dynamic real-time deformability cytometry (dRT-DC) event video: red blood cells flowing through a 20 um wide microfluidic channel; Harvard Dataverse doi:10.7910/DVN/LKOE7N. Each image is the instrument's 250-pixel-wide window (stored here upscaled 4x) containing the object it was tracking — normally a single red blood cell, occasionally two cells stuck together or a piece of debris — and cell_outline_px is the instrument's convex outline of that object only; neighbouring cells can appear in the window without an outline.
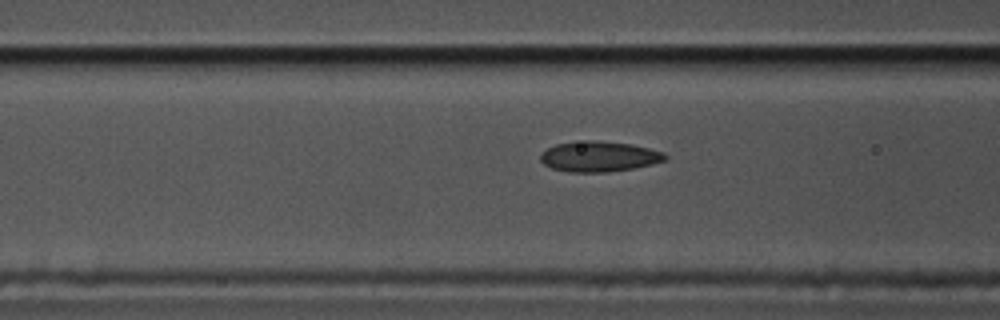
{"species": "common noctule bat (a hibernating species)", "species_latin": "Nyctalus noctula", "temperature_condition": "cold", "stored_images_in_passage": 40, "camera_frame_rate_fps": 3000, "um_per_image_px": 0.085, "animal": {"sex": "male", "body_mass_g": 17.5, "forearm_length_mm": 52.3}, "frame": {"image": 1, "passage_image": 5, "time_ms": 1.333, "image_size_px": [1000, 320], "cell_outline_px": [[668, 156], [664, 160], [652, 164], [636, 168], [608, 172], [568, 172], [552, 168], [544, 164], [540, 160], [540, 152], [556, 144], [588, 140], [596, 140], [632, 144], [664, 152]], "centroid_in_image_um": [50.92, 13.3], "position_along_channel_um": 115.7, "area_um2": 22.2}}
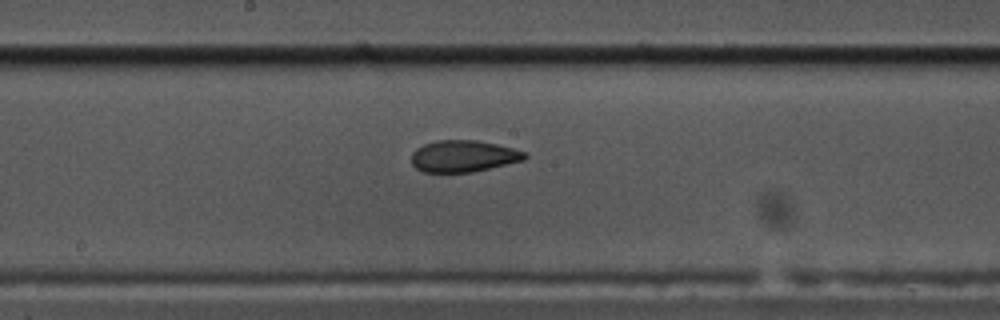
{"frame": {"image": 2, "passage_image": 13, "time_ms": 4.0, "image_size_px": [1000, 320], "cell_outline_px": [[528, 156], [524, 160], [472, 172], [420, 172], [412, 164], [412, 152], [416, 148], [424, 144], [436, 140], [476, 140], [496, 144], [528, 152]], "centroid_in_image_um": [39.38, 13.27], "position_along_channel_um": 208.8, "area_um2": 20.98}}
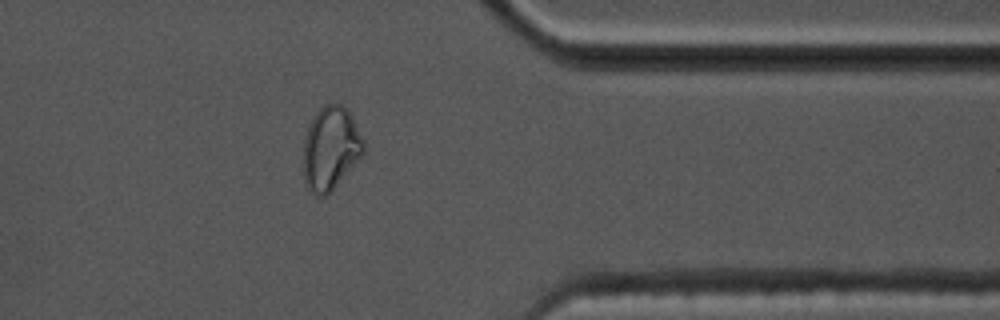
{"frame": {"image": 3, "passage_image": 29, "time_ms": 9.333, "image_size_px": [1000, 320], "cell_outline_px": [[364, 152], [332, 188], [324, 196], [316, 196], [308, 188], [304, 180], [304, 136], [316, 112], [324, 104], [340, 104], [348, 108], [364, 140]], "centroid_in_image_um": [28.09, 12.55], "position_along_channel_um": 383.3, "area_um2": 28.67}, "authors_computed_cell_mechanics": {"area_um2": 21.7617, "velocity_mm_per_s": 3.4963, "shape_relaxation_time_tau1_ms": null, "shape_relaxation_time_tau2_ms": 2.1602, "deformation_change_tau1": null, "deformation_change_tau2": 0.0685}}